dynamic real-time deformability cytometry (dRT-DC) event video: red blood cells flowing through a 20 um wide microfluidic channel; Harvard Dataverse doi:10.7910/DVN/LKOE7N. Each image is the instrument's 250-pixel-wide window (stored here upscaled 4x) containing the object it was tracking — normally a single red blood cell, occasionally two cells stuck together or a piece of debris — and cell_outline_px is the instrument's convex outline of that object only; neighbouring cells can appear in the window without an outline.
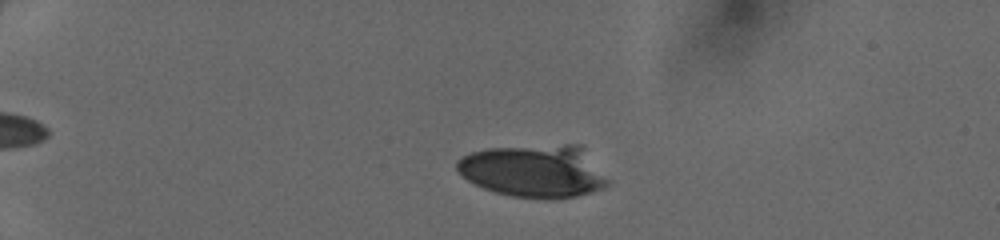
{"species": "human", "species_latin": "Homo sapiens", "temperature_condition": "cold", "stored_images_in_passage": 45, "camera_frame_rate_fps": 3000, "um_per_image_px": 0.085, "donor": {"sex": "female"}, "frame": {"image": 1, "passage_image": 9, "time_ms": 2.667, "image_size_px": [1000, 240], "cell_outline_px": [[608, 184], [604, 188], [592, 192], [576, 196], [552, 200], [512, 196], [496, 192], [484, 188], [468, 180], [456, 168], [456, 160], [472, 152], [488, 148], [564, 144], [584, 144], [608, 180]], "centroid_in_image_um": [45.45, 14.53], "position_along_channel_um": 39.5, "area_um2": 46.64}}